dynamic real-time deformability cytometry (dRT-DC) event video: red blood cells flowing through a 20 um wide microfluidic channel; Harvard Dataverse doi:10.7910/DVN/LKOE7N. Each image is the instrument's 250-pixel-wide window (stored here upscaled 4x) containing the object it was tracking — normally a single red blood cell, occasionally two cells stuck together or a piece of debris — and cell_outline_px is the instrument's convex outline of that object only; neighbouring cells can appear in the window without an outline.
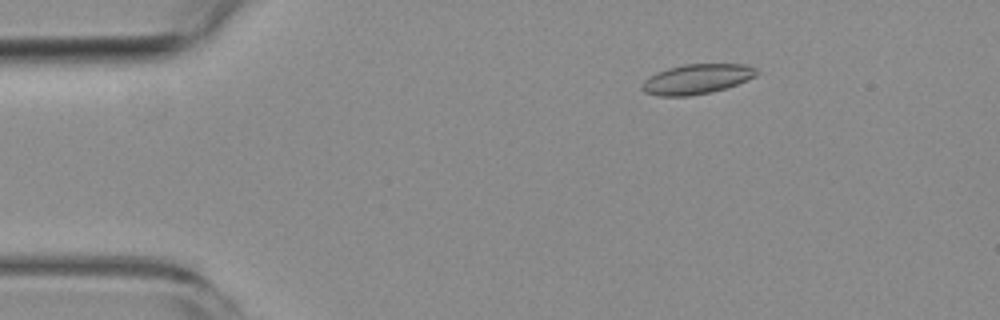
{"species": "common noctule bat (a hibernating species)", "species_latin": "Nyctalus noctula", "temperature_condition": "room temperature", "stored_images_in_passage": 2, "camera_frame_rate_fps": 3000, "um_per_image_px": 0.085, "animal": {"sex": "female", "body_mass_g": 19.3, "forearm_length_mm": 54.1}, "frame": {"image": 1, "passage_image": 2, "time_ms": 1.667, "image_size_px": [1000, 320], "cell_outline_px": [[760, 72], [756, 76], [736, 84], [712, 92], [688, 96], [656, 96], [644, 92], [640, 88], [644, 80], [656, 72], [668, 68], [684, 64], [748, 64], [756, 68]], "centroid_in_image_um": [59.22, 6.72], "position_along_channel_um": 25.8, "area_um2": 20.06}}